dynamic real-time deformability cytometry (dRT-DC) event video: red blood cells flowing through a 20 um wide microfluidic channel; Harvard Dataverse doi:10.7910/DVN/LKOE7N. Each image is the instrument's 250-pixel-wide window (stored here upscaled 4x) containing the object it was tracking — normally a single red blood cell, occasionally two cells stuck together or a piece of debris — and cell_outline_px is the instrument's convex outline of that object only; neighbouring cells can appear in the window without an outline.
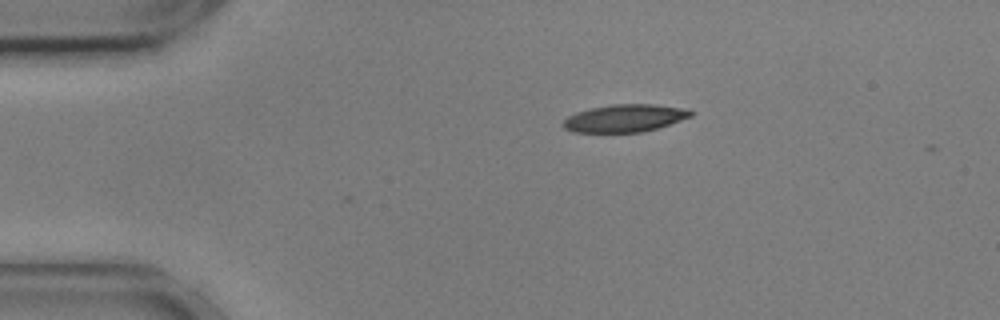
{"species": "common noctule bat (a hibernating species)", "species_latin": "Nyctalus noctula", "temperature_condition": "cold", "stored_images_in_passage": 2, "camera_frame_rate_fps": 3000, "um_per_image_px": 0.085, "animal": {"sex": "male", "body_mass_g": 17.9, "forearm_length_mm": 54.2}, "frame": {"image": 1, "passage_image": 1, "time_ms": 0.0, "image_size_px": [1000, 320], "cell_outline_px": [[692, 116], [644, 132], [572, 132], [564, 128], [560, 124], [568, 116], [576, 112], [592, 108], [612, 104], [652, 104], [688, 108], [692, 112]], "centroid_in_image_um": [53.08, 10.04], "position_along_channel_um": 31.9, "area_um2": 20.46}}